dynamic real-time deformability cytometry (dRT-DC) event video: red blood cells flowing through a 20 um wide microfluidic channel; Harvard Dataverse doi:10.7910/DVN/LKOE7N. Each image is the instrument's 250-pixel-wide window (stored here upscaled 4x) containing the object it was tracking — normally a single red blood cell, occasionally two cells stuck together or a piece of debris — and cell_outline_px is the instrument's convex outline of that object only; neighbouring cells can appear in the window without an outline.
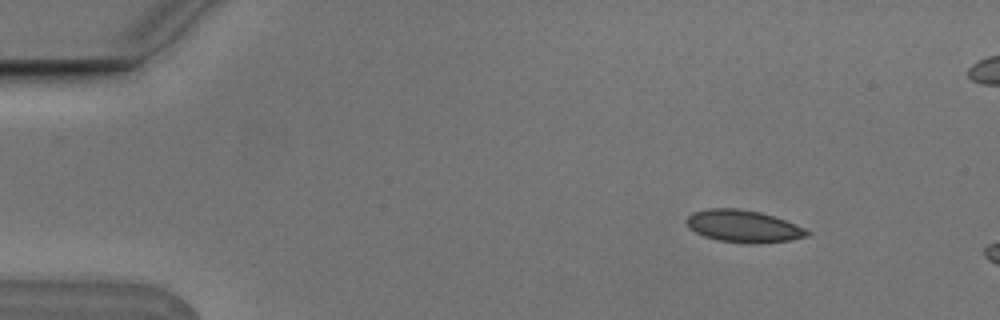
{"species": "Egyptian fruit bat (a non-hibernating species)", "species_latin": "Rousettus aegyptiacus", "temperature_condition": "cold", "stored_images_in_passage": 4, "camera_frame_rate_fps": 3000, "um_per_image_px": 0.085, "animal": {"sex": "male"}, "frame": {"image": 1, "passage_image": 2, "time_ms": 0.333, "image_size_px": [1000, 320], "cell_outline_px": [[812, 232], [808, 236], [792, 240], [756, 244], [748, 244], [716, 240], [704, 236], [688, 228], [684, 220], [692, 212], [708, 208], [736, 208], [760, 212], [796, 224]], "centroid_in_image_um": [63.17, 19.24], "position_along_channel_um": 21.8, "area_um2": 22.89}}